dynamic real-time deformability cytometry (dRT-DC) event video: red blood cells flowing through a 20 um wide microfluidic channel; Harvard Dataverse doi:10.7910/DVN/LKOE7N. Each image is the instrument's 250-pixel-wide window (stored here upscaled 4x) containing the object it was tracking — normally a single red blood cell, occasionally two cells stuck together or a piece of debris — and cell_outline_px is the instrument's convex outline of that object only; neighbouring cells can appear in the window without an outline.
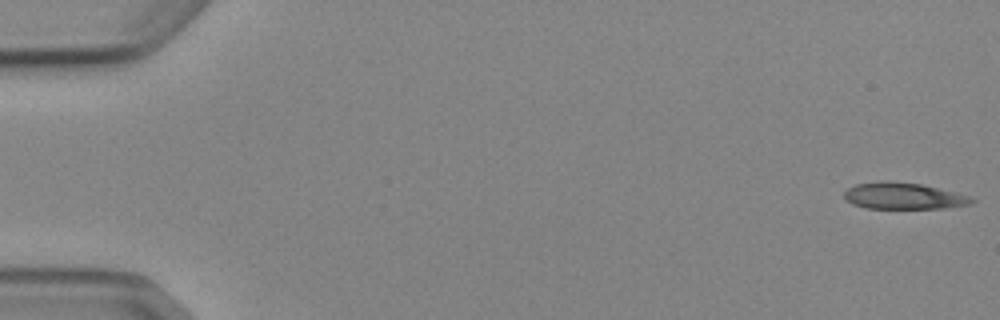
{"species": "Egyptian fruit bat (a non-hibernating species)", "species_latin": "Rousettus aegyptiacus", "temperature_condition": "cold", "stored_images_in_passage": 5, "camera_frame_rate_fps": 3000, "um_per_image_px": 0.085, "animal": {"sex": "female"}, "frame": {"image": 1, "passage_image": 1, "time_ms": 0.0, "image_size_px": [1000, 320], "cell_outline_px": [[976, 200], [972, 204], [944, 208], [868, 208], [852, 204], [844, 200], [844, 192], [848, 188], [856, 184], [880, 180], [888, 180], [920, 184], [968, 196]], "centroid_in_image_um": [76.73, 16.65], "position_along_channel_um": 8.3, "area_um2": 19.59}}
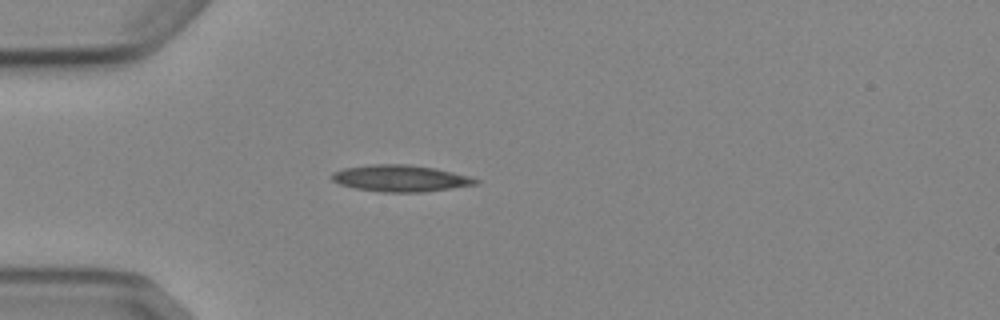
{"frame": {"image": 2, "passage_image": 5, "time_ms": 4.667, "image_size_px": [1000, 320], "cell_outline_px": [[480, 180], [476, 184], [452, 188], [424, 192], [380, 192], [356, 188], [340, 184], [332, 180], [328, 176], [332, 172], [344, 168], [372, 164], [408, 164], [436, 168], [468, 176]], "centroid_in_image_um": [34.0, 15.15], "position_along_channel_um": 51.0, "area_um2": 22.31}}